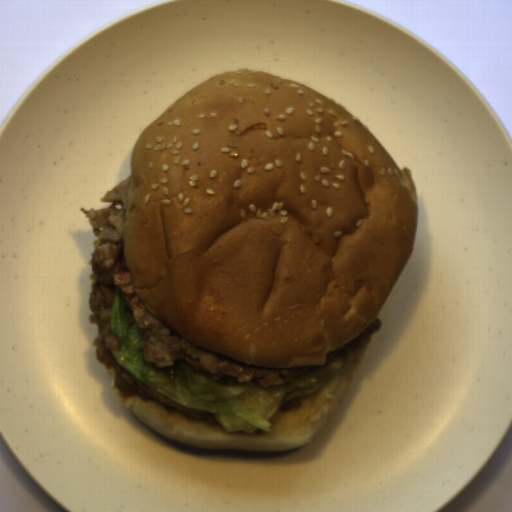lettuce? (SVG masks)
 I'll list each match as a JSON object with an SVG mask.
<instances>
[{"label": "lettuce", "instance_id": "lettuce-1", "mask_svg": "<svg viewBox=\"0 0 512 512\" xmlns=\"http://www.w3.org/2000/svg\"><path fill=\"white\" fill-rule=\"evenodd\" d=\"M110 326L121 342L115 360L127 373L178 404L215 414L228 433L245 431L252 435L258 429L270 431L269 419L274 417L280 406L316 394L346 373L357 357L350 351L322 368L294 378L290 383L265 389L259 385L257 377L244 383L238 382L236 376L213 381L183 359L175 360L173 365L166 367H154L143 354L144 332L134 324L130 328L127 305L116 285Z\"/></svg>", "mask_w": 512, "mask_h": 512}]
</instances>
